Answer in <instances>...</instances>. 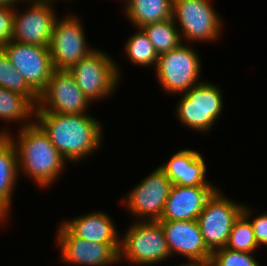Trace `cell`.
<instances>
[{"label":"cell","mask_w":267,"mask_h":266,"mask_svg":"<svg viewBox=\"0 0 267 266\" xmlns=\"http://www.w3.org/2000/svg\"><path fill=\"white\" fill-rule=\"evenodd\" d=\"M34 119L67 162L83 161L101 148L103 127L93 115L49 113L36 106Z\"/></svg>","instance_id":"cell-1"},{"label":"cell","mask_w":267,"mask_h":266,"mask_svg":"<svg viewBox=\"0 0 267 266\" xmlns=\"http://www.w3.org/2000/svg\"><path fill=\"white\" fill-rule=\"evenodd\" d=\"M5 129L6 127L2 128L0 135H8L15 144L19 175L24 172L38 187L49 188L60 177L67 164L49 136L36 122L17 129L16 137Z\"/></svg>","instance_id":"cell-2"},{"label":"cell","mask_w":267,"mask_h":266,"mask_svg":"<svg viewBox=\"0 0 267 266\" xmlns=\"http://www.w3.org/2000/svg\"><path fill=\"white\" fill-rule=\"evenodd\" d=\"M121 238L119 261L146 266L159 264L172 257L158 221L134 220Z\"/></svg>","instance_id":"cell-3"},{"label":"cell","mask_w":267,"mask_h":266,"mask_svg":"<svg viewBox=\"0 0 267 266\" xmlns=\"http://www.w3.org/2000/svg\"><path fill=\"white\" fill-rule=\"evenodd\" d=\"M113 60L101 49H95L68 69L91 104L108 98L117 90L121 70Z\"/></svg>","instance_id":"cell-4"},{"label":"cell","mask_w":267,"mask_h":266,"mask_svg":"<svg viewBox=\"0 0 267 266\" xmlns=\"http://www.w3.org/2000/svg\"><path fill=\"white\" fill-rule=\"evenodd\" d=\"M219 86L200 81L184 95L180 94L176 112L179 121L193 131L209 132L223 113V95Z\"/></svg>","instance_id":"cell-5"},{"label":"cell","mask_w":267,"mask_h":266,"mask_svg":"<svg viewBox=\"0 0 267 266\" xmlns=\"http://www.w3.org/2000/svg\"><path fill=\"white\" fill-rule=\"evenodd\" d=\"M192 45L182 43L159 55L155 67L159 85L168 94H184L200 83L201 61Z\"/></svg>","instance_id":"cell-6"},{"label":"cell","mask_w":267,"mask_h":266,"mask_svg":"<svg viewBox=\"0 0 267 266\" xmlns=\"http://www.w3.org/2000/svg\"><path fill=\"white\" fill-rule=\"evenodd\" d=\"M211 4V0H173L172 19L180 26L182 41L187 39L191 44L219 40L223 20Z\"/></svg>","instance_id":"cell-7"},{"label":"cell","mask_w":267,"mask_h":266,"mask_svg":"<svg viewBox=\"0 0 267 266\" xmlns=\"http://www.w3.org/2000/svg\"><path fill=\"white\" fill-rule=\"evenodd\" d=\"M243 207L244 204L224 197L219 189L207 200L197 222L205 245L211 252L227 245L231 229Z\"/></svg>","instance_id":"cell-8"},{"label":"cell","mask_w":267,"mask_h":266,"mask_svg":"<svg viewBox=\"0 0 267 266\" xmlns=\"http://www.w3.org/2000/svg\"><path fill=\"white\" fill-rule=\"evenodd\" d=\"M173 183L158 166L123 198L136 221H159Z\"/></svg>","instance_id":"cell-9"},{"label":"cell","mask_w":267,"mask_h":266,"mask_svg":"<svg viewBox=\"0 0 267 266\" xmlns=\"http://www.w3.org/2000/svg\"><path fill=\"white\" fill-rule=\"evenodd\" d=\"M1 49L27 85L39 96L54 71L49 47L10 40Z\"/></svg>","instance_id":"cell-10"},{"label":"cell","mask_w":267,"mask_h":266,"mask_svg":"<svg viewBox=\"0 0 267 266\" xmlns=\"http://www.w3.org/2000/svg\"><path fill=\"white\" fill-rule=\"evenodd\" d=\"M77 17L69 14L54 23L49 44L54 69H69L96 49L88 46L83 22Z\"/></svg>","instance_id":"cell-11"},{"label":"cell","mask_w":267,"mask_h":266,"mask_svg":"<svg viewBox=\"0 0 267 266\" xmlns=\"http://www.w3.org/2000/svg\"><path fill=\"white\" fill-rule=\"evenodd\" d=\"M56 245L62 262L80 266H109L119 262L120 243H96L75 236L63 223L58 226Z\"/></svg>","instance_id":"cell-12"},{"label":"cell","mask_w":267,"mask_h":266,"mask_svg":"<svg viewBox=\"0 0 267 266\" xmlns=\"http://www.w3.org/2000/svg\"><path fill=\"white\" fill-rule=\"evenodd\" d=\"M26 10L15 7L12 39L23 44L49 47L53 27L58 18L52 0H25ZM21 13V14H20Z\"/></svg>","instance_id":"cell-13"},{"label":"cell","mask_w":267,"mask_h":266,"mask_svg":"<svg viewBox=\"0 0 267 266\" xmlns=\"http://www.w3.org/2000/svg\"><path fill=\"white\" fill-rule=\"evenodd\" d=\"M90 103L68 69H54L37 107L49 113L79 114L87 113Z\"/></svg>","instance_id":"cell-14"},{"label":"cell","mask_w":267,"mask_h":266,"mask_svg":"<svg viewBox=\"0 0 267 266\" xmlns=\"http://www.w3.org/2000/svg\"><path fill=\"white\" fill-rule=\"evenodd\" d=\"M158 222L164 231L172 256H184L188 258V263L210 262L212 252L205 245L197 220Z\"/></svg>","instance_id":"cell-15"},{"label":"cell","mask_w":267,"mask_h":266,"mask_svg":"<svg viewBox=\"0 0 267 266\" xmlns=\"http://www.w3.org/2000/svg\"><path fill=\"white\" fill-rule=\"evenodd\" d=\"M217 189L214 185H173L159 221L197 220L207 200Z\"/></svg>","instance_id":"cell-16"},{"label":"cell","mask_w":267,"mask_h":266,"mask_svg":"<svg viewBox=\"0 0 267 266\" xmlns=\"http://www.w3.org/2000/svg\"><path fill=\"white\" fill-rule=\"evenodd\" d=\"M166 164L159 166L173 185L202 186L212 185L206 178V162L199 151L178 150Z\"/></svg>","instance_id":"cell-17"},{"label":"cell","mask_w":267,"mask_h":266,"mask_svg":"<svg viewBox=\"0 0 267 266\" xmlns=\"http://www.w3.org/2000/svg\"><path fill=\"white\" fill-rule=\"evenodd\" d=\"M19 177L18 154L8 135H0V225L7 223Z\"/></svg>","instance_id":"cell-18"},{"label":"cell","mask_w":267,"mask_h":266,"mask_svg":"<svg viewBox=\"0 0 267 266\" xmlns=\"http://www.w3.org/2000/svg\"><path fill=\"white\" fill-rule=\"evenodd\" d=\"M75 236L96 243H120L116 226L104 212L96 211L62 222Z\"/></svg>","instance_id":"cell-19"},{"label":"cell","mask_w":267,"mask_h":266,"mask_svg":"<svg viewBox=\"0 0 267 266\" xmlns=\"http://www.w3.org/2000/svg\"><path fill=\"white\" fill-rule=\"evenodd\" d=\"M173 0H130L124 6L127 19L138 29L172 18Z\"/></svg>","instance_id":"cell-20"},{"label":"cell","mask_w":267,"mask_h":266,"mask_svg":"<svg viewBox=\"0 0 267 266\" xmlns=\"http://www.w3.org/2000/svg\"><path fill=\"white\" fill-rule=\"evenodd\" d=\"M36 106L28 96L0 87V119L23 128L35 122L31 117H35Z\"/></svg>","instance_id":"cell-21"},{"label":"cell","mask_w":267,"mask_h":266,"mask_svg":"<svg viewBox=\"0 0 267 266\" xmlns=\"http://www.w3.org/2000/svg\"><path fill=\"white\" fill-rule=\"evenodd\" d=\"M141 29L148 36L158 55L171 51L183 43L179 28L172 18L146 24Z\"/></svg>","instance_id":"cell-22"},{"label":"cell","mask_w":267,"mask_h":266,"mask_svg":"<svg viewBox=\"0 0 267 266\" xmlns=\"http://www.w3.org/2000/svg\"><path fill=\"white\" fill-rule=\"evenodd\" d=\"M137 30L125 43L124 53L132 64L154 69L159 55L144 31L141 28Z\"/></svg>","instance_id":"cell-23"},{"label":"cell","mask_w":267,"mask_h":266,"mask_svg":"<svg viewBox=\"0 0 267 266\" xmlns=\"http://www.w3.org/2000/svg\"><path fill=\"white\" fill-rule=\"evenodd\" d=\"M228 249L254 253L258 249L257 240L250 219L242 212L234 222L227 245Z\"/></svg>","instance_id":"cell-24"},{"label":"cell","mask_w":267,"mask_h":266,"mask_svg":"<svg viewBox=\"0 0 267 266\" xmlns=\"http://www.w3.org/2000/svg\"><path fill=\"white\" fill-rule=\"evenodd\" d=\"M0 87L28 96L36 105L39 96L27 85L23 76L11 64L6 53L0 48Z\"/></svg>","instance_id":"cell-25"},{"label":"cell","mask_w":267,"mask_h":266,"mask_svg":"<svg viewBox=\"0 0 267 266\" xmlns=\"http://www.w3.org/2000/svg\"><path fill=\"white\" fill-rule=\"evenodd\" d=\"M252 254L224 247L212 252L210 263L213 266H261Z\"/></svg>","instance_id":"cell-26"},{"label":"cell","mask_w":267,"mask_h":266,"mask_svg":"<svg viewBox=\"0 0 267 266\" xmlns=\"http://www.w3.org/2000/svg\"><path fill=\"white\" fill-rule=\"evenodd\" d=\"M14 14V6L0 5V48L12 39Z\"/></svg>","instance_id":"cell-27"},{"label":"cell","mask_w":267,"mask_h":266,"mask_svg":"<svg viewBox=\"0 0 267 266\" xmlns=\"http://www.w3.org/2000/svg\"><path fill=\"white\" fill-rule=\"evenodd\" d=\"M247 205L243 207V213L249 218L253 231L257 240L258 246L266 245L267 246V212L261 213L260 215H256L252 218V211Z\"/></svg>","instance_id":"cell-28"},{"label":"cell","mask_w":267,"mask_h":266,"mask_svg":"<svg viewBox=\"0 0 267 266\" xmlns=\"http://www.w3.org/2000/svg\"><path fill=\"white\" fill-rule=\"evenodd\" d=\"M25 0H0V5L16 6L17 3H24Z\"/></svg>","instance_id":"cell-29"},{"label":"cell","mask_w":267,"mask_h":266,"mask_svg":"<svg viewBox=\"0 0 267 266\" xmlns=\"http://www.w3.org/2000/svg\"><path fill=\"white\" fill-rule=\"evenodd\" d=\"M176 266H203V264H199V263H182L180 265H176Z\"/></svg>","instance_id":"cell-30"},{"label":"cell","mask_w":267,"mask_h":266,"mask_svg":"<svg viewBox=\"0 0 267 266\" xmlns=\"http://www.w3.org/2000/svg\"><path fill=\"white\" fill-rule=\"evenodd\" d=\"M203 266H213L210 262L203 264Z\"/></svg>","instance_id":"cell-31"},{"label":"cell","mask_w":267,"mask_h":266,"mask_svg":"<svg viewBox=\"0 0 267 266\" xmlns=\"http://www.w3.org/2000/svg\"><path fill=\"white\" fill-rule=\"evenodd\" d=\"M125 1H126V2H125ZM129 1H130V0H124V2H125V5H127Z\"/></svg>","instance_id":"cell-32"}]
</instances>
